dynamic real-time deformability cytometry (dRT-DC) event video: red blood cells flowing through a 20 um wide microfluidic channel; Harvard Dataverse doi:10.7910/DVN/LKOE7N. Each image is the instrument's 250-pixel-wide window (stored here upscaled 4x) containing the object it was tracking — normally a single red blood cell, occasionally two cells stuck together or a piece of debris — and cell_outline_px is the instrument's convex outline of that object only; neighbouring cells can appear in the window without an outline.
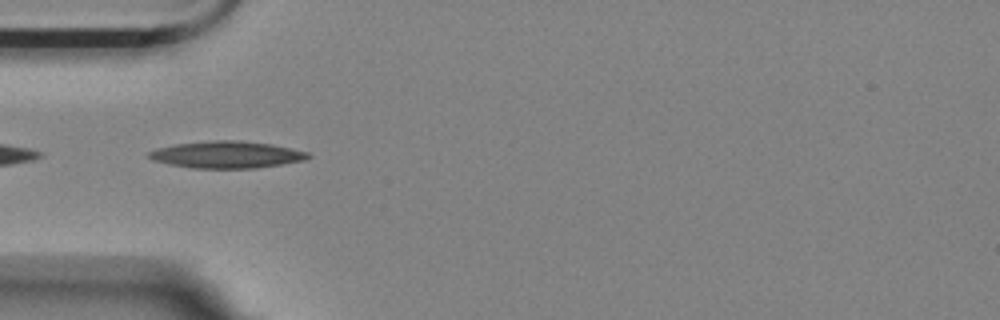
{"species": "Egyptian fruit bat (a non-hibernating species)", "species_latin": "Rousettus aegyptiacus", "temperature_condition": "room temperature", "stored_images_in_passage": 25, "camera_frame_rate_fps": 3000, "um_per_image_px": 0.085, "animal": {"sex": "female"}, "frame": {"image": 1, "passage_image": 2, "time_ms": 0.333, "image_size_px": [1000, 320], "cell_outline_px": [[312, 156], [304, 160], [256, 168], [192, 168], [168, 164], [152, 160], [144, 156], [148, 152], [156, 148], [172, 144], [212, 140], [240, 140], [272, 144], [308, 152]], "centroid_in_image_um": [19.2, 13.14], "position_along_channel_um": 65.8, "area_um2": 25.2}}
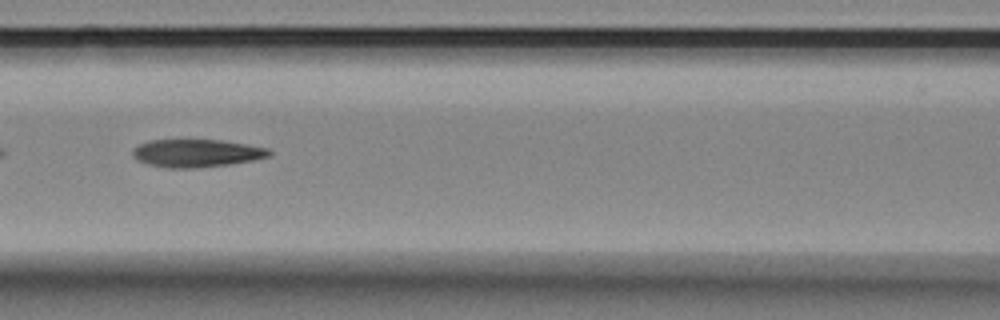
{"frame": {"image": 2, "passage_image": 9, "time_ms": 2.667, "image_size_px": [1000, 320], "cell_outline_px": [[272, 156], [252, 160], [228, 164], [196, 168], [168, 168], [148, 164], [132, 156], [132, 152], [140, 144], [152, 140], [220, 140], [268, 148], [272, 152]], "centroid_in_image_um": [16.74, 13.02], "position_along_channel_um": 149.9, "area_um2": 21.85}}
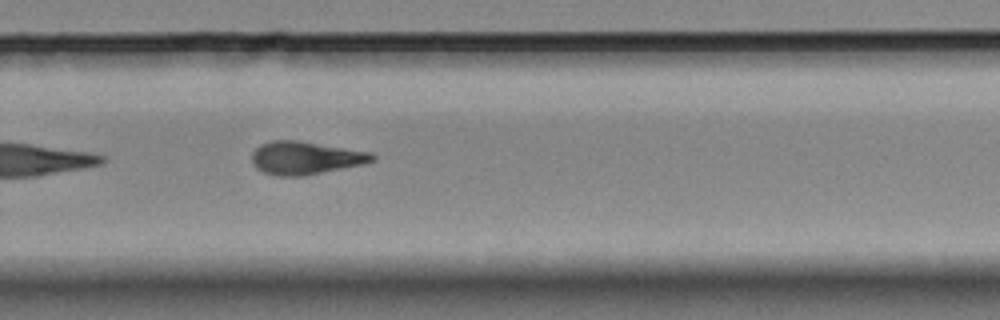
{"frame": {"image": 3, "passage_image": 22, "time_ms": 7.0, "image_size_px": [1000, 320], "cell_outline_px": [[376, 160], [364, 164], [304, 176], [276, 176], [264, 172], [256, 168], [252, 164], [252, 152], [260, 144], [272, 140], [296, 140], [372, 152], [376, 156]], "centroid_in_image_um": [25.97, 13.42], "position_along_channel_um": 303.8, "area_um2": 23.29}}